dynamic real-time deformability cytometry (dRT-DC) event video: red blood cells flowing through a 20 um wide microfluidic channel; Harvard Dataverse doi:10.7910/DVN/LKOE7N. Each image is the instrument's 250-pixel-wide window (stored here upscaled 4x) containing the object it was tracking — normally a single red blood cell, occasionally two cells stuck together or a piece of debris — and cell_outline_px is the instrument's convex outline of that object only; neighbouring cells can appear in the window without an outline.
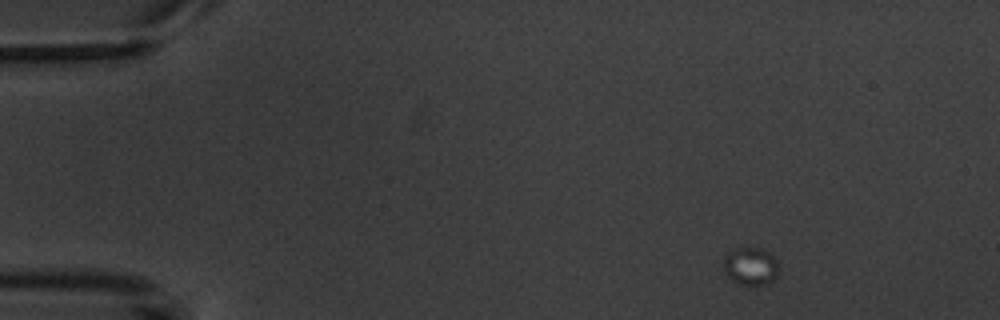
{"species": "common noctule bat (a hibernating species)", "species_latin": "Nyctalus noctula", "temperature_condition": "warm", "stored_images_in_passage": 5, "camera_frame_rate_fps": 3000, "um_per_image_px": 0.085, "animal": {"sex": "male", "body_mass_g": 20.1, "forearm_length_mm": 53.5}, "frame": {"image": 1, "passage_image": 1, "time_ms": 0.0, "image_size_px": [1000, 320], "cell_outline_px": [[776, 276], [772, 280], [756, 288], [736, 284], [724, 272], [724, 256], [728, 252], [736, 248], [764, 248], [776, 260]], "centroid_in_image_um": [63.76, 22.66], "position_along_channel_um": 21.2, "area_um2": 12.31}}